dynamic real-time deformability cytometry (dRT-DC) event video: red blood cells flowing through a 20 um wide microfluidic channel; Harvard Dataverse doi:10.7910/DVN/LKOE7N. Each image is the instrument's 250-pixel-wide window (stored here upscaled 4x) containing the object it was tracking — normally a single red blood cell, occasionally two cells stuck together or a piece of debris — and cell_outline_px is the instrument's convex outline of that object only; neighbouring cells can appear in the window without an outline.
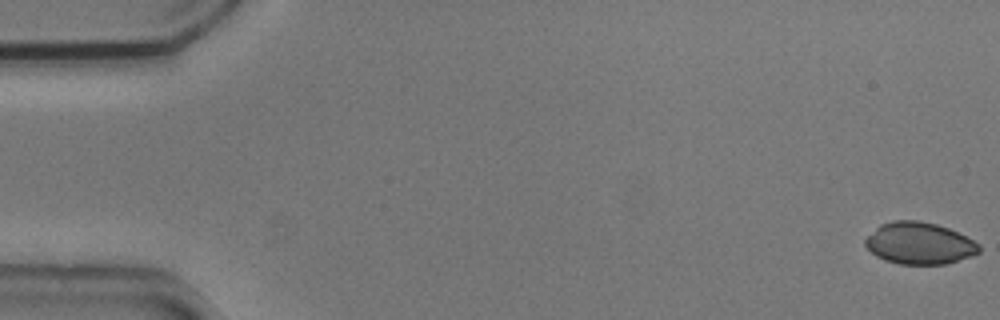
{"species": "common noctule bat (a hibernating species)", "species_latin": "Nyctalus noctula", "temperature_condition": "cold", "stored_images_in_passage": 6, "camera_frame_rate_fps": 3000, "um_per_image_px": 0.085, "animal": {"sex": "male", "body_mass_g": 20.5, "forearm_length_mm": 52.5}, "frame": {"image": 1, "passage_image": 1, "time_ms": 0.0, "image_size_px": [1000, 320], "cell_outline_px": [[980, 252], [972, 256], [944, 264], [900, 264], [884, 260], [876, 256], [864, 244], [864, 240], [880, 224], [892, 220], [920, 220], [936, 224], [948, 228], [980, 244]], "centroid_in_image_um": [78.13, 20.67], "position_along_channel_um": 6.9, "area_um2": 27.69}}
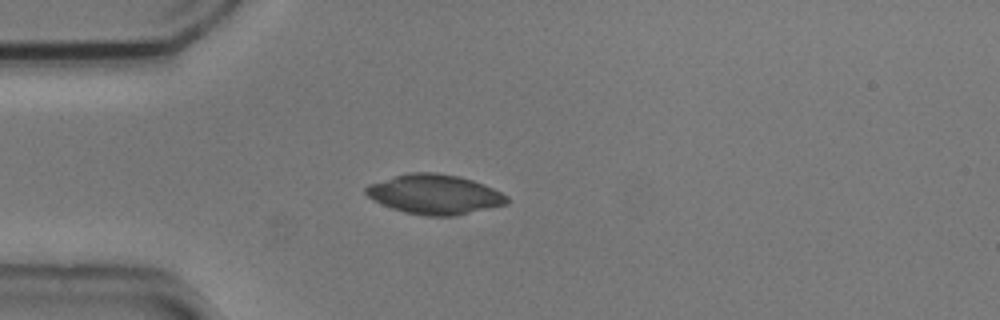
{"frame": {"image": 2, "passage_image": 5, "time_ms": 1.333, "image_size_px": [1000, 320], "cell_outline_px": [[508, 204], [456, 216], [428, 216], [404, 212], [392, 208], [372, 200], [364, 192], [364, 188], [368, 184], [408, 172], [436, 172], [460, 176], [484, 184], [508, 196]], "centroid_in_image_um": [36.94, 16.52], "position_along_channel_um": 48.1, "area_um2": 32.77}}